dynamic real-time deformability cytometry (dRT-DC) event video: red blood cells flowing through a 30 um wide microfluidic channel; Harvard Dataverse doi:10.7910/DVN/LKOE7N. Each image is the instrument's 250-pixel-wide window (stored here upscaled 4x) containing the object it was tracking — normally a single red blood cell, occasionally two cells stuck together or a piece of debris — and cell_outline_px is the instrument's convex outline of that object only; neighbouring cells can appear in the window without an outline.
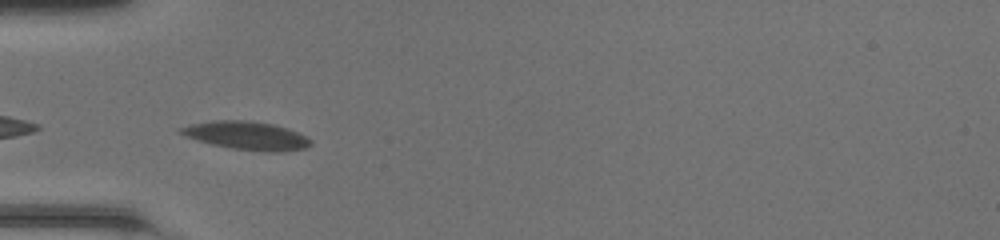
{"species": "common noctule bat (a hibernating species)", "species_latin": "Nyctalus noctula", "temperature_condition": "room temperature", "stored_images_in_passage": 25, "camera_frame_rate_fps": 3000, "um_per_image_px": 0.085, "animal": {"sex": "female", "body_mass_g": 20.0, "forearm_length_mm": 54.0}, "frame": {"image": 1, "passage_image": 1, "time_ms": 0.0, "image_size_px": [1000, 240], "cell_outline_px": [[312, 144], [308, 148], [280, 152], [264, 152], [232, 148], [212, 144], [196, 140], [180, 132], [176, 128], [192, 124], [212, 120], [252, 120], [272, 124], [288, 128], [308, 136], [312, 140]], "centroid_in_image_um": [21.03, 11.52], "position_along_channel_um": 64.0, "area_um2": 21.68}}
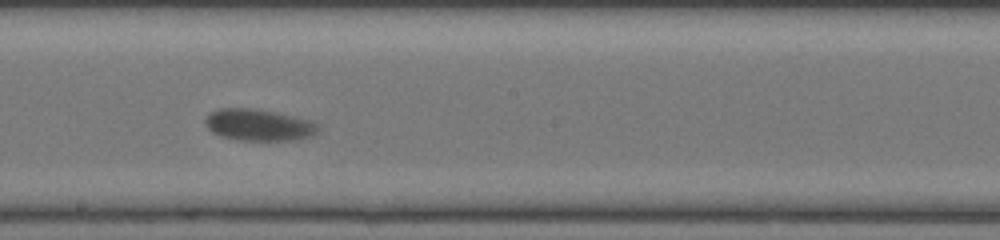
{"frame": {"image": 2, "passage_image": 13, "time_ms": 4.0, "image_size_px": [1000, 240], "cell_outline_px": [[320, 128], [312, 136], [296, 140], [236, 140], [220, 136], [212, 132], [208, 128], [204, 120], [208, 112], [220, 108], [256, 108], [296, 116], [312, 120], [320, 124]], "centroid_in_image_um": [22.01, 10.61], "position_along_channel_um": 226.2, "area_um2": 21.27}}
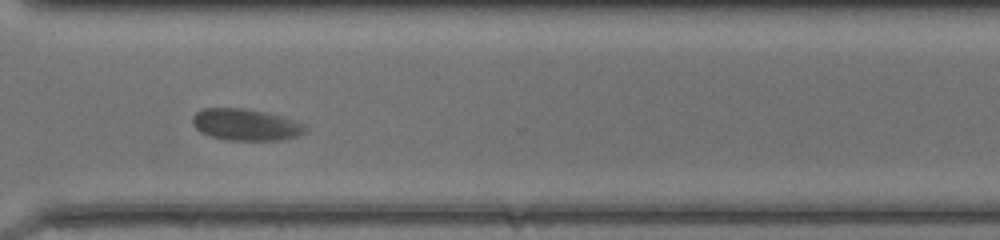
{"frame": {"image": 3, "passage_image": 22, "time_ms": 7.0, "image_size_px": [1000, 240], "cell_outline_px": [[308, 128], [304, 132], [296, 136], [280, 140], [228, 140], [208, 136], [200, 132], [192, 124], [192, 116], [200, 108], [248, 108], [268, 112], [296, 120], [304, 124]], "centroid_in_image_um": [20.87, 10.58], "position_along_channel_um": 349.7, "area_um2": 21.15}, "authors_computed_cell_mechanics": {"area_um2": 20.7502, "velocity_mm_per_s": 4.1173, "shape_relaxation_time_tau1_ms": 3.2848, "shape_relaxation_time_tau2_ms": 0.7688, "deformation_change_tau1": 0.0896, "deformation_change_tau2": 0.0288}}